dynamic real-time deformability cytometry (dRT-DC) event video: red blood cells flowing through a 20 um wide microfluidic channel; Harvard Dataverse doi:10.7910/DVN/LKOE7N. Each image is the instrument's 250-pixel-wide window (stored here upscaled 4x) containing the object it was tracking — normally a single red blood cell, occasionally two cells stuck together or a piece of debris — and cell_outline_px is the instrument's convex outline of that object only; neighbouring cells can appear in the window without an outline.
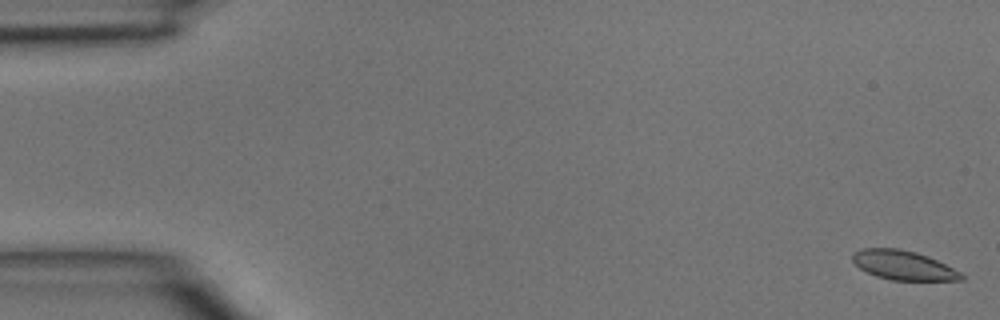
{"species": "common noctule bat (a hibernating species)", "species_latin": "Nyctalus noctula", "temperature_condition": "room temperature", "stored_images_in_passage": 9, "camera_frame_rate_fps": 3000, "um_per_image_px": 0.085, "animal": {"sex": "male", "body_mass_g": 15.6}, "frame": {"image": 1, "passage_image": 1, "time_ms": 0.0, "image_size_px": [1000, 320], "cell_outline_px": [[964, 280], [892, 280], [876, 276], [860, 268], [852, 260], [852, 252], [860, 248], [900, 248], [916, 252], [928, 256], [960, 272], [964, 276]], "centroid_in_image_um": [76.75, 22.53], "position_along_channel_um": 8.2, "area_um2": 18.5}}